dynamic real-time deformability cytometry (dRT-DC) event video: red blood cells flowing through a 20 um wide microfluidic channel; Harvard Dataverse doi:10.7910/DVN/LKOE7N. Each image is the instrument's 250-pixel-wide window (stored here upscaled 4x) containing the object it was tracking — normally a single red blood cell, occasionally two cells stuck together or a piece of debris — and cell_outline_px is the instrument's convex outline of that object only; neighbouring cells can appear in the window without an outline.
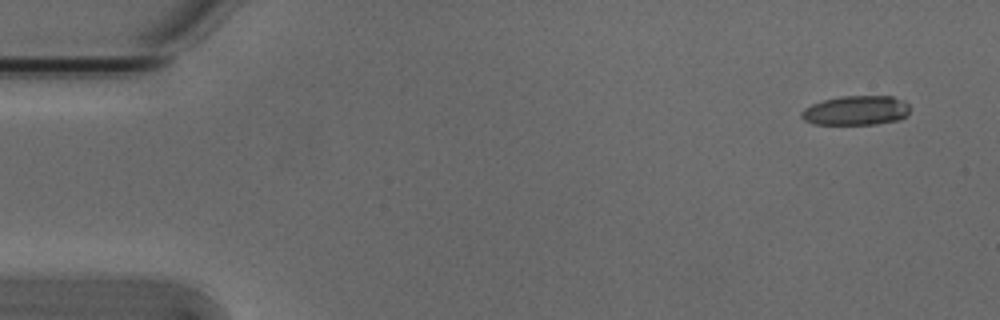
{"species": "Egyptian fruit bat (a non-hibernating species)", "species_latin": "Rousettus aegyptiacus", "temperature_condition": "cold", "stored_images_in_passage": 6, "camera_frame_rate_fps": 3000, "um_per_image_px": 0.085, "animal": {"sex": "male"}, "frame": {"image": 1, "passage_image": 1, "time_ms": 0.0, "image_size_px": [1000, 320], "cell_outline_px": [[912, 108], [900, 120], [876, 124], [812, 124], [804, 120], [800, 116], [800, 112], [804, 108], [812, 104], [824, 100], [840, 96], [892, 96], [904, 100]], "centroid_in_image_um": [72.77, 9.39], "position_along_channel_um": 12.2, "area_um2": 18.79}}